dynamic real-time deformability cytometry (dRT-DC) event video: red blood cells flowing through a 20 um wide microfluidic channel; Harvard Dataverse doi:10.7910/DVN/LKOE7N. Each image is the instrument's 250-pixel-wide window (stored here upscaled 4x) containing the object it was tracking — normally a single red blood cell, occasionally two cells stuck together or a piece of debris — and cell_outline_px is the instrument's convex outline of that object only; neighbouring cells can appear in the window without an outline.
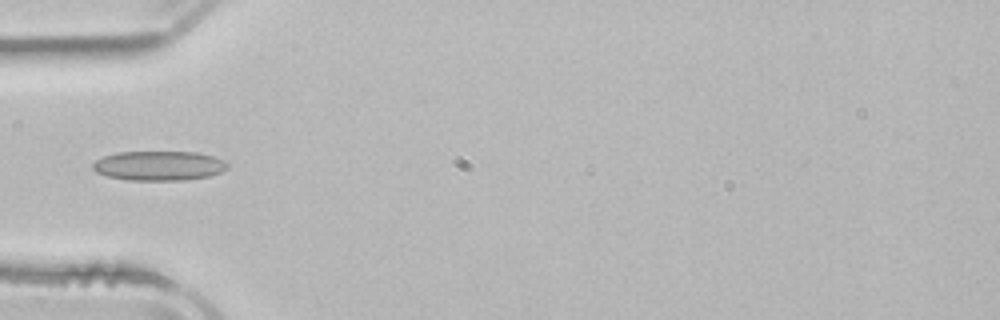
{"species": "common noctule bat (a hibernating species)", "species_latin": "Nyctalus noctula", "temperature_condition": "room temperature", "stored_images_in_passage": 4, "camera_frame_rate_fps": 3000, "um_per_image_px": 0.085, "animal": {"sex": "male", "body_mass_g": 21.5, "forearm_length_mm": 52.0}, "frame": {"image": 1, "passage_image": 4, "time_ms": 4.333, "image_size_px": [1000, 320], "cell_outline_px": [[228, 168], [220, 172], [208, 176], [184, 180], [128, 180], [108, 176], [96, 172], [92, 168], [92, 164], [96, 160], [104, 156], [116, 152], [196, 152], [212, 156], [224, 160], [228, 164]], "centroid_in_image_um": [13.5, 14.08], "position_along_channel_um": 71.5, "area_um2": 23.12}}